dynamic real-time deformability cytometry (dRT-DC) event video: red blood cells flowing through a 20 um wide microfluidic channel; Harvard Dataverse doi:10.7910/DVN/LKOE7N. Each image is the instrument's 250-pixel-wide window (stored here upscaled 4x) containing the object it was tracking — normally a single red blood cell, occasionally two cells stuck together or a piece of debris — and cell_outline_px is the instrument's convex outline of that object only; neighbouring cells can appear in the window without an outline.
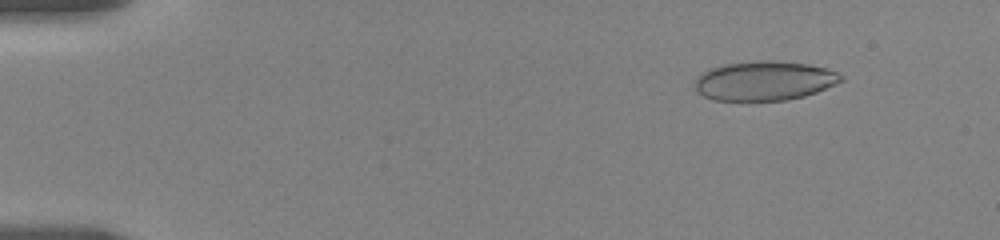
{"species": "human", "species_latin": "Homo sapiens", "temperature_condition": "room temperature", "stored_images_in_passage": 12, "camera_frame_rate_fps": 3000, "um_per_image_px": 0.085, "donor": {"sex": "female"}, "frame": {"image": 1, "passage_image": 4, "time_ms": 1.667, "image_size_px": [1000, 240], "cell_outline_px": [[844, 80], [836, 84], [816, 92], [804, 96], [788, 100], [712, 100], [696, 92], [692, 84], [696, 76], [708, 68], [724, 64], [756, 60], [776, 60], [808, 64], [828, 68], [844, 76]], "centroid_in_image_um": [64.93, 6.85], "position_along_channel_um": 20.1, "area_um2": 34.1}}
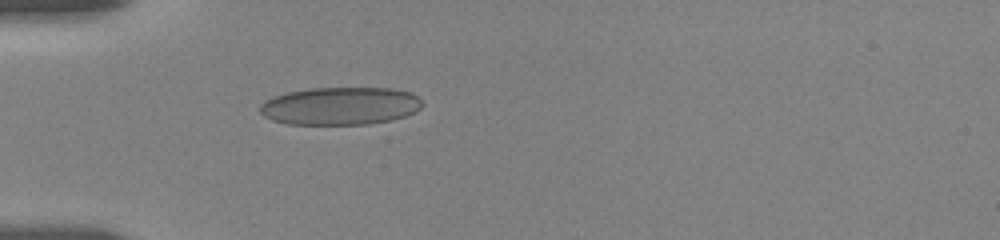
{"frame": {"image": 2, "passage_image": 10, "time_ms": 5.333, "image_size_px": [1000, 240], "cell_outline_px": [[424, 104], [416, 112], [392, 120], [368, 124], [288, 124], [272, 120], [264, 116], [260, 112], [260, 104], [264, 100], [272, 96], [288, 92], [308, 88], [392, 88], [412, 92]], "centroid_in_image_um": [28.92, 9.0], "position_along_channel_um": 56.1, "area_um2": 36.01}}
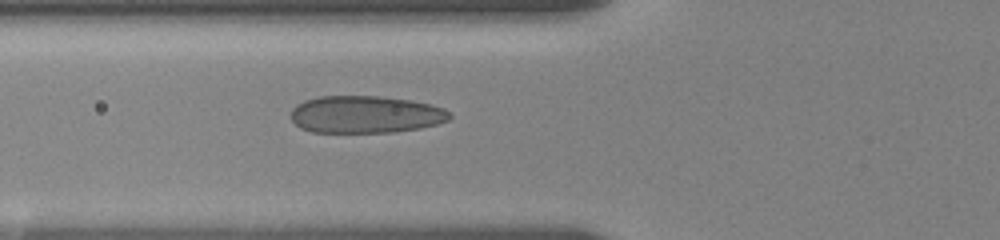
{"frame": {"image": 3, "passage_image": 12, "time_ms": 6.667, "image_size_px": [1000, 240], "cell_outline_px": [[452, 116], [448, 120], [436, 124], [420, 128], [396, 132], [312, 132], [300, 128], [288, 116], [292, 108], [296, 104], [304, 100], [320, 96], [380, 96], [412, 100], [432, 104], [444, 108]], "centroid_in_image_um": [31.04, 9.72], "position_along_channel_um": 94.8, "area_um2": 34.85}}